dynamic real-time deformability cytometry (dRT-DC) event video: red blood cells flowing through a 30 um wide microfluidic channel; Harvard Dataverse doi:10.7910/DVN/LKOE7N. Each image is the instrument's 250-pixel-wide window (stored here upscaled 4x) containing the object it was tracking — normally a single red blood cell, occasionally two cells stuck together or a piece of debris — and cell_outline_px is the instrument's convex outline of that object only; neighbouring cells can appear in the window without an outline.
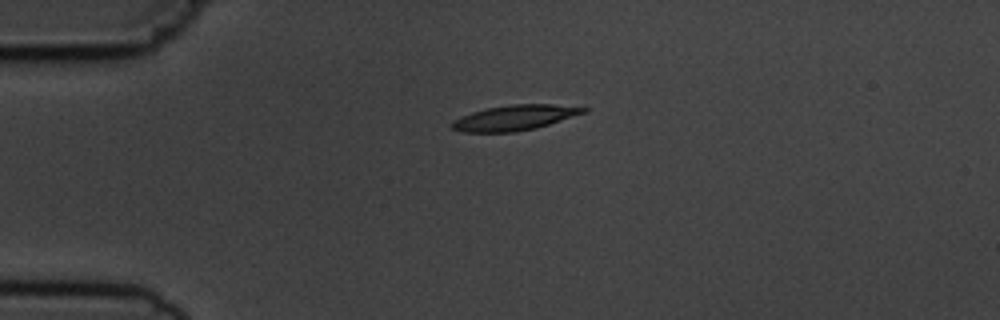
{"species": "common noctule bat (a hibernating species)", "species_latin": "Nyctalus noctula", "temperature_condition": "cold", "stored_images_in_passage": 2, "camera_frame_rate_fps": 3000, "um_per_image_px": 0.085, "animal": {"sex": "male", "body_mass_g": 19.5, "forearm_length_mm": 54.6}, "frame": {"image": 1, "passage_image": 1, "time_ms": 0.0, "image_size_px": [1000, 320], "cell_outline_px": [[588, 112], [536, 128], [516, 132], [460, 132], [452, 128], [448, 124], [452, 120], [460, 116], [472, 112], [488, 108], [512, 104], [552, 104], [588, 108]], "centroid_in_image_um": [43.71, 10.01], "position_along_channel_um": 41.3, "area_um2": 19.48}}